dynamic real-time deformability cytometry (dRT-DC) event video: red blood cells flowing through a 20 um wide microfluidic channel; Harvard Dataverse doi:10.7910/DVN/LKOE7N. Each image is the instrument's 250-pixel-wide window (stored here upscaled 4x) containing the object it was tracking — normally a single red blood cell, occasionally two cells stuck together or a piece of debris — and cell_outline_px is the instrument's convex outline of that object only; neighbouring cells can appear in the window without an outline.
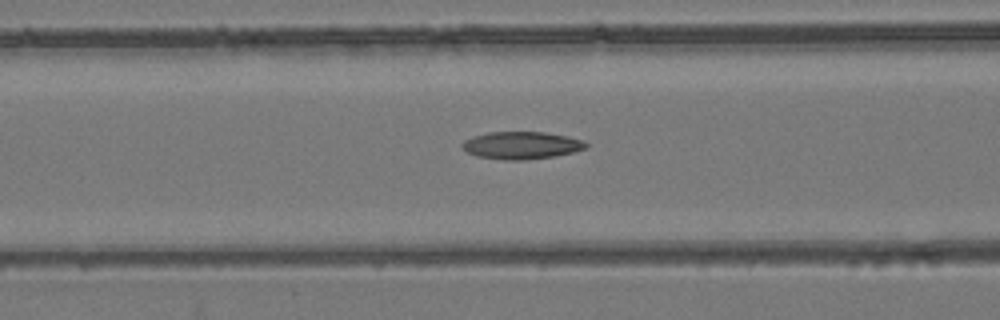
{"species": "common noctule bat (a hibernating species)", "species_latin": "Nyctalus noctula", "temperature_condition": "room temperature", "stored_images_in_passage": 55, "camera_frame_rate_fps": 3000, "um_per_image_px": 0.085, "animal": {"sex": "female", "body_mass_g": 24.6, "forearm_length_mm": 56.2}, "frame": {"image": 1, "passage_image": 23, "time_ms": 7.333, "image_size_px": [1000, 320], "cell_outline_px": [[588, 148], [556, 156], [524, 160], [504, 160], [476, 156], [468, 152], [460, 144], [464, 140], [472, 136], [488, 132], [544, 132], [568, 136], [584, 140], [588, 144]], "centroid_in_image_um": [44.34, 12.35], "position_along_channel_um": 122.3, "area_um2": 19.94}}
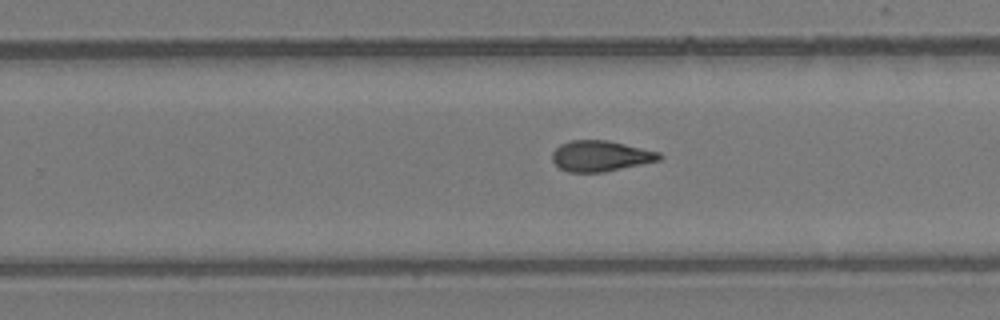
{"frame": {"image": 2, "passage_image": 35, "time_ms": 11.333, "image_size_px": [1000, 320], "cell_outline_px": [[664, 156], [660, 160], [604, 172], [568, 172], [560, 168], [552, 160], [552, 152], [560, 144], [572, 140], [608, 140], [660, 152]], "centroid_in_image_um": [51.05, 13.25], "position_along_channel_um": 278.7, "area_um2": 19.19}}
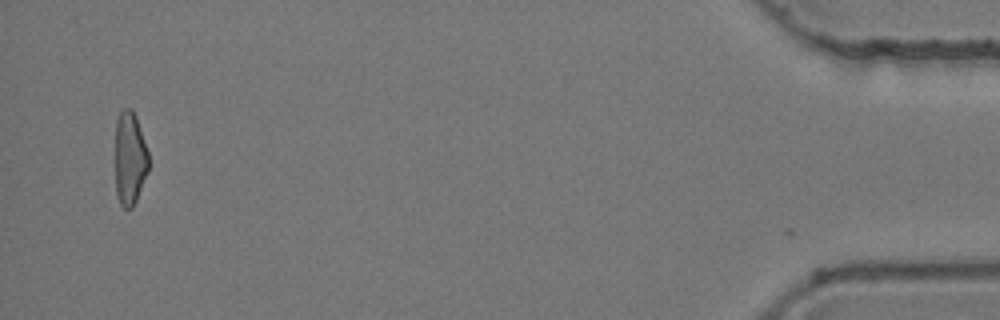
{"frame": {"image": 3, "passage_image": 53, "time_ms": 17.333, "image_size_px": [1000, 320], "cell_outline_px": [[148, 172], [136, 200], [132, 208], [124, 208], [120, 204], [116, 196], [116, 120], [120, 112], [124, 108], [132, 108], [136, 116], [148, 152]], "centroid_in_image_um": [11.03, 13.46], "position_along_channel_um": 424.2, "area_um2": 18.15}, "authors_computed_cell_mechanics": {"area_um2": 19.652, "velocity_mm_per_s": 3.9237, "shape_relaxation_time_tau1_ms": null, "shape_relaxation_time_tau2_ms": 3.0296, "deformation_change_tau1": null, "deformation_change_tau2": 0.1129}}